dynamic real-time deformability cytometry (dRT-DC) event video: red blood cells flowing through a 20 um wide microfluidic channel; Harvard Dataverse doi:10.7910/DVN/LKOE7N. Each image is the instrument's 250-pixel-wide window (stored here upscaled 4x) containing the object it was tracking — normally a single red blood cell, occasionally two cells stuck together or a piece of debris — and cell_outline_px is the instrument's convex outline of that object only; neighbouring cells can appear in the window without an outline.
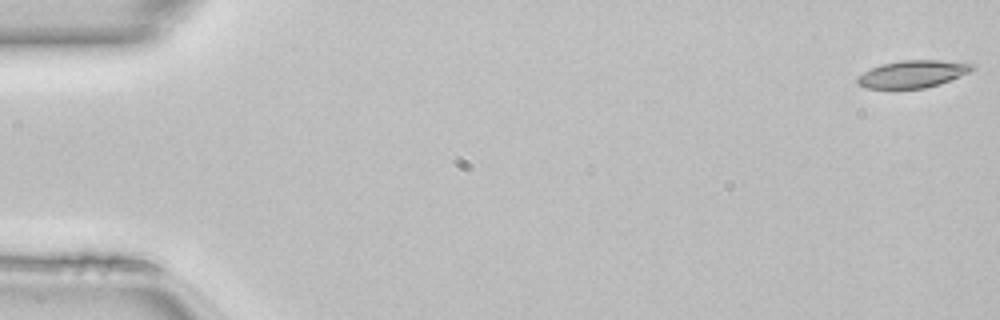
{"species": "common noctule bat (a hibernating species)", "species_latin": "Nyctalus noctula", "temperature_condition": "room temperature", "stored_images_in_passage": 50, "camera_frame_rate_fps": 3000, "um_per_image_px": 0.085, "animal": {"sex": "female", "body_mass_g": 22.7, "forearm_length_mm": 54.2}, "frame": {"image": 1, "passage_image": 1, "time_ms": 0.0, "image_size_px": [1000, 320], "cell_outline_px": [[976, 68], [960, 76], [940, 84], [924, 88], [864, 88], [856, 84], [856, 80], [864, 72], [880, 64], [904, 60], [936, 60], [972, 64]], "centroid_in_image_um": [77.55, 6.29], "position_along_channel_um": 7.4, "area_um2": 18.03}}
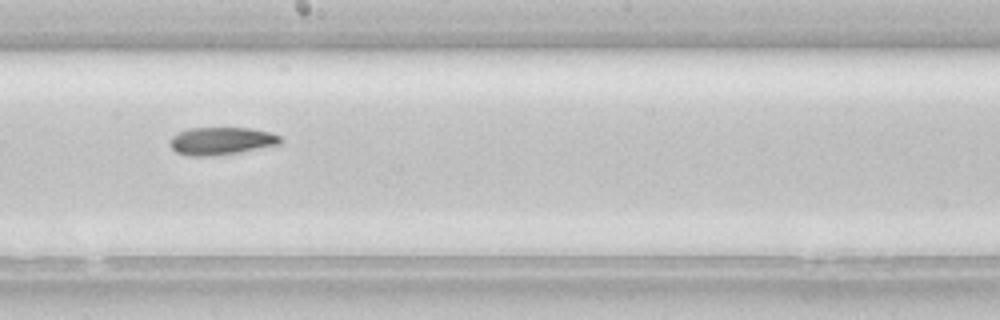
{"frame": {"image": 2, "passage_image": 28, "time_ms": 9.0, "image_size_px": [1000, 320], "cell_outline_px": [[284, 140], [280, 144], [240, 152], [212, 156], [188, 156], [176, 152], [172, 148], [172, 136], [188, 128], [252, 128], [272, 132], [280, 136]], "centroid_in_image_um": [18.87, 11.98], "position_along_channel_um": 229.3, "area_um2": 17.8}}
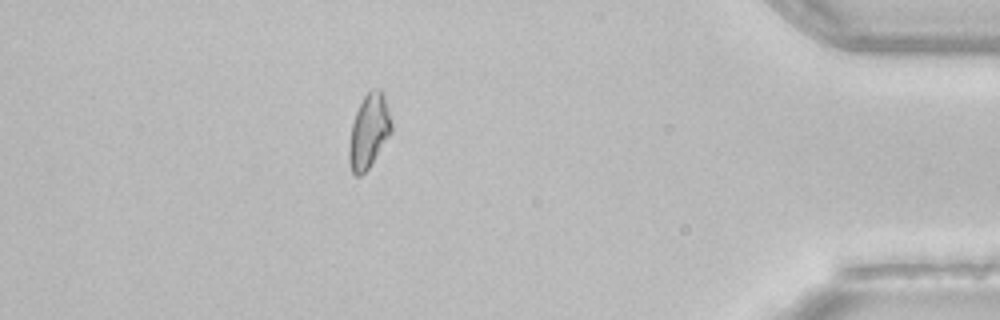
{"frame": {"image": 3, "passage_image": 44, "time_ms": 14.333, "image_size_px": [1000, 320], "cell_outline_px": [[392, 132], [368, 168], [360, 176], [356, 176], [352, 172], [348, 160], [348, 148], [352, 124], [356, 112], [364, 96], [372, 88], [380, 88], [384, 92], [392, 124]], "centroid_in_image_um": [31.36, 11.13], "position_along_channel_um": 403.8, "area_um2": 18.26}, "authors_computed_cell_mechanics": {"area_um2": 18.2937, "velocity_mm_per_s": 4.1435, "shape_relaxation_time_tau1_ms": null, "shape_relaxation_time_tau2_ms": 5.8546, "deformation_change_tau1": null, "deformation_change_tau2": 0.1217}}